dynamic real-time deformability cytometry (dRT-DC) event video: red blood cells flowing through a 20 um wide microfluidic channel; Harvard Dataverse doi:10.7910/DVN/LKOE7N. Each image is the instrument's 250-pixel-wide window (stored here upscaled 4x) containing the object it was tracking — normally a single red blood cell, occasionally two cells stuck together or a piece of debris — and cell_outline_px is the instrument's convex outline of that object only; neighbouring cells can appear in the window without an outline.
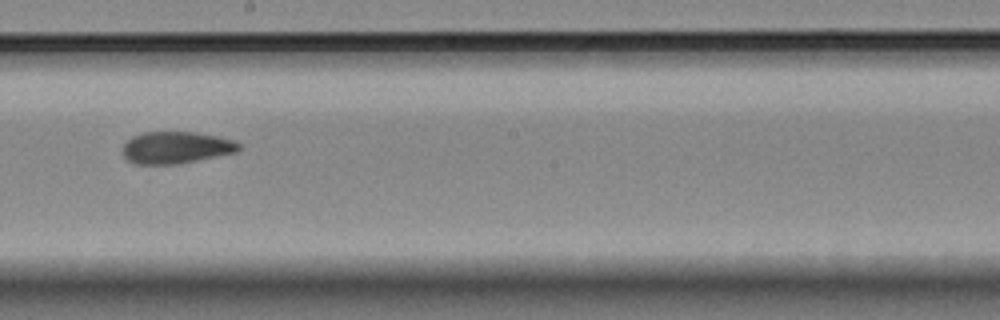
{"species": "Egyptian fruit bat (a non-hibernating species)", "species_latin": "Rousettus aegyptiacus", "temperature_condition": "room temperature", "stored_images_in_passage": 9, "camera_frame_rate_fps": 3000, "um_per_image_px": 0.085, "animal": {"sex": "female"}, "frame": {"image": 1, "passage_image": 8, "time_ms": 9.0, "image_size_px": [1000, 320], "cell_outline_px": [[240, 148], [236, 152], [176, 164], [136, 164], [128, 160], [124, 156], [124, 144], [132, 136], [144, 132], [192, 132], [216, 136], [232, 140], [240, 144]], "centroid_in_image_um": [14.94, 12.54], "position_along_channel_um": 233.3, "area_um2": 21.27}}
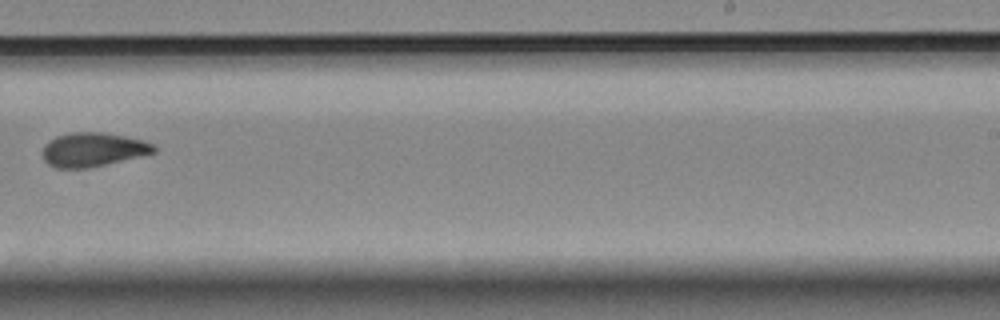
{"frame": {"image": 2, "passage_image": 9, "time_ms": 10.333, "image_size_px": [1000, 320], "cell_outline_px": [[156, 152], [88, 168], [56, 168], [48, 164], [44, 160], [44, 144], [48, 140], [56, 136], [72, 132], [104, 132], [144, 140], [152, 144], [156, 148]], "centroid_in_image_um": [7.88, 12.7], "position_along_channel_um": 281.1, "area_um2": 21.91}}